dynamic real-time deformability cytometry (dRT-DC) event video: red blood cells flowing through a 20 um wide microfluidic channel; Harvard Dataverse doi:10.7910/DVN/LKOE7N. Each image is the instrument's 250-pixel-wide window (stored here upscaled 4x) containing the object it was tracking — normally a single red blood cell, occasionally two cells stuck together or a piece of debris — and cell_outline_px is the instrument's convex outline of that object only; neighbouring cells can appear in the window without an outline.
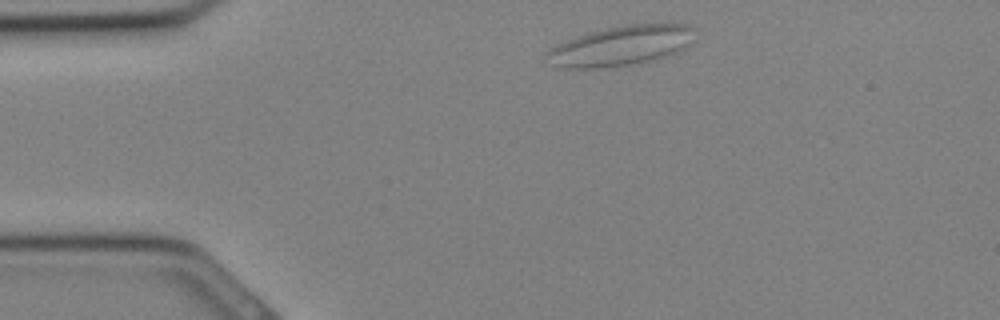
{"species": "Egyptian fruit bat (a non-hibernating species)", "species_latin": "Rousettus aegyptiacus", "temperature_condition": "cold", "stored_images_in_passage": 11, "camera_frame_rate_fps": 3000, "um_per_image_px": 0.085, "animal": {"sex": "female"}, "frame": {"image": 1, "passage_image": 1, "time_ms": 0.0, "image_size_px": [1000, 320], "cell_outline_px": [[696, 44], [668, 56], [652, 60], [628, 64], [596, 68], [560, 68], [544, 52], [556, 44], [576, 36], [608, 28], [628, 24], [664, 20], [668, 20], [692, 24], [696, 28]], "centroid_in_image_um": [53.02, 3.81], "position_along_channel_um": 32.0, "area_um2": 35.49}}
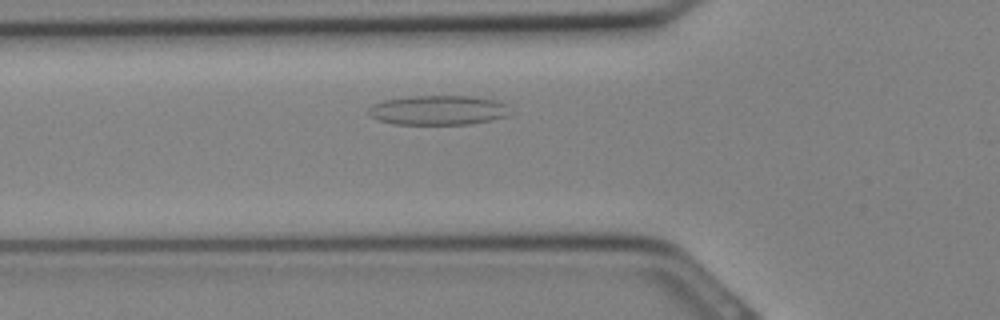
{"frame": {"image": 2, "passage_image": 6, "time_ms": 1.667, "image_size_px": [1000, 320], "cell_outline_px": [[508, 116], [492, 120], [468, 124], [392, 124], [380, 120], [372, 116], [368, 112], [368, 108], [372, 104], [384, 100], [408, 96], [468, 96], [496, 100], [508, 104]], "centroid_in_image_um": [37.25, 9.36], "position_along_channel_um": 88.6, "area_um2": 24.39}}
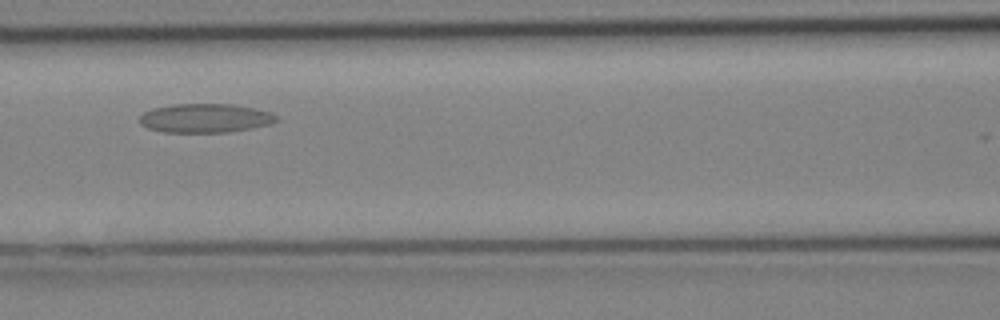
{"frame": {"image": 3, "passage_image": 9, "time_ms": 2.667, "image_size_px": [1000, 320], "cell_outline_px": [[276, 120], [272, 124], [252, 128], [228, 132], [164, 132], [148, 128], [140, 124], [140, 116], [144, 112], [152, 108], [172, 104], [232, 104], [272, 112], [276, 116]], "centroid_in_image_um": [17.43, 10.04], "position_along_channel_um": 149.2, "area_um2": 23.06}}